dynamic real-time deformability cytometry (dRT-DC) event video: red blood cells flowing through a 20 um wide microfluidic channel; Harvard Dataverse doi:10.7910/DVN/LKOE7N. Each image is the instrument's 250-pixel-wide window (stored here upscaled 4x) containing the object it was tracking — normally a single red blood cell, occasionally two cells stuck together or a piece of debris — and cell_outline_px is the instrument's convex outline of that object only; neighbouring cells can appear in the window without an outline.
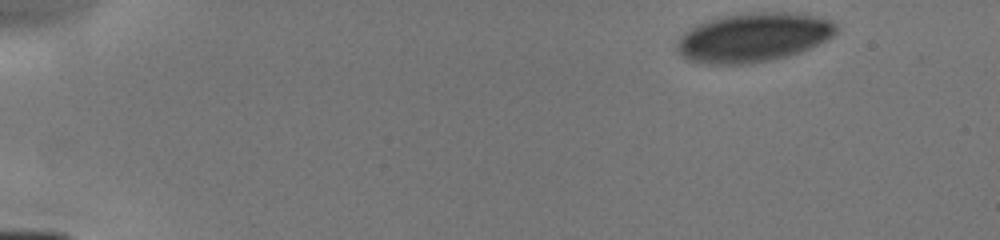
{"species": "human", "species_latin": "Homo sapiens", "temperature_condition": "cold", "stored_images_in_passage": 10, "camera_frame_rate_fps": 3000, "um_per_image_px": 0.085, "donor": {"sex": "male"}, "frame": {"image": 1, "passage_image": 1, "time_ms": 0.0, "image_size_px": [1000, 240], "cell_outline_px": [[840, 28], [832, 36], [800, 52], [788, 56], [748, 64], [704, 64], [688, 60], [680, 56], [676, 52], [676, 44], [680, 36], [688, 28], [696, 24], [720, 16], [748, 12], [800, 12], [832, 20]], "centroid_in_image_um": [64.0, 3.16], "position_along_channel_um": 21.0, "area_um2": 46.07}}
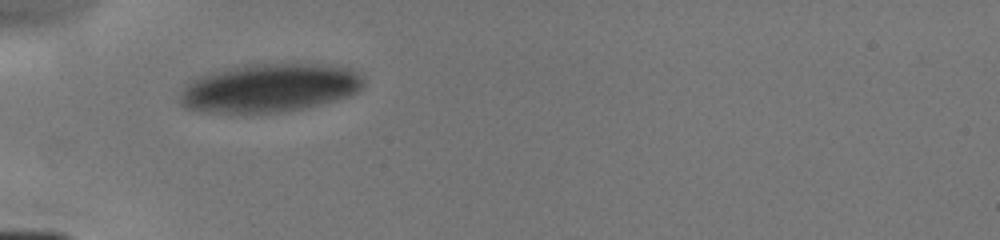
{"frame": {"image": 2, "passage_image": 7, "time_ms": 3.667, "image_size_px": [1000, 240], "cell_outline_px": [[364, 84], [356, 92], [348, 96], [320, 104], [304, 108], [284, 112], [200, 112], [184, 108], [180, 104], [180, 92], [184, 84], [188, 80], [196, 76], [208, 72], [248, 64], [332, 64], [352, 68], [360, 72], [364, 76]], "centroid_in_image_um": [22.88, 7.46], "position_along_channel_um": 62.1, "area_um2": 52.6}}
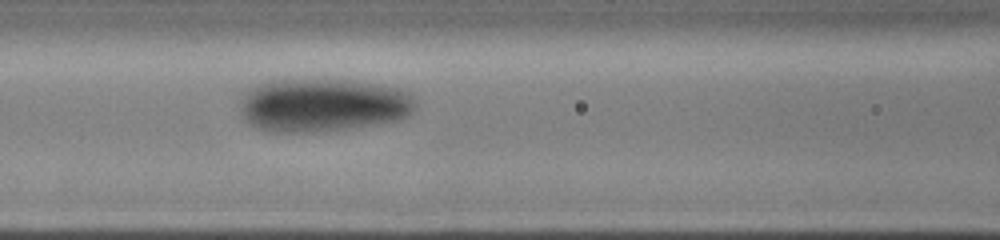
{"frame": {"image": 3, "passage_image": 10, "time_ms": 5.667, "image_size_px": [1000, 240], "cell_outline_px": [[416, 108], [408, 116], [396, 120], [344, 128], [300, 132], [276, 132], [256, 128], [244, 120], [240, 108], [240, 100], [256, 84], [272, 80], [352, 80], [400, 88], [408, 92], [412, 96], [416, 104]], "centroid_in_image_um": [27.43, 8.92], "position_along_channel_um": 139.2, "area_um2": 54.04}}